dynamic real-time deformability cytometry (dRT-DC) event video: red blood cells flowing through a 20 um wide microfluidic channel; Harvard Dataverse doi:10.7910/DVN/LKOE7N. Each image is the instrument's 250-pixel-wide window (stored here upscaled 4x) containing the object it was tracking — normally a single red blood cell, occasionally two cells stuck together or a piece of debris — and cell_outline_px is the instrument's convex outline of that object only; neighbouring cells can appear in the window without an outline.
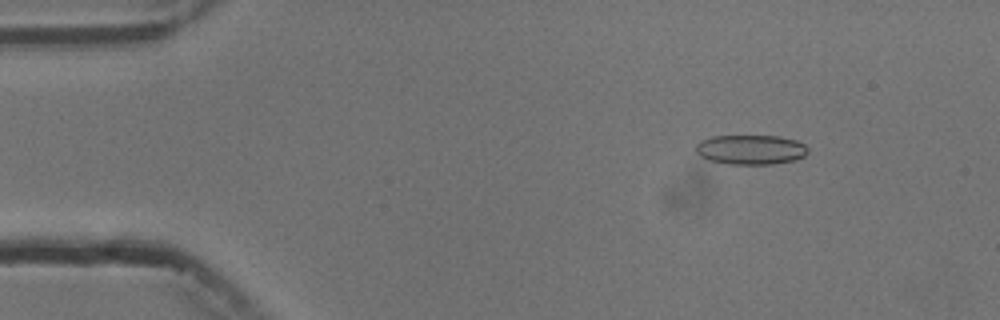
{"species": "common noctule bat (a hibernating species)", "species_latin": "Nyctalus noctula", "temperature_condition": "cold", "stored_images_in_passage": 4, "camera_frame_rate_fps": 3000, "um_per_image_px": 0.085, "animal": {"sex": "male", "body_mass_g": 13.3}, "frame": {"image": 1, "passage_image": 2, "time_ms": 1.0, "image_size_px": [1000, 320], "cell_outline_px": [[808, 152], [804, 156], [796, 160], [772, 164], [728, 164], [708, 160], [700, 156], [696, 152], [696, 144], [700, 140], [712, 136], [780, 136], [796, 140], [804, 144], [808, 148]], "centroid_in_image_um": [63.81, 12.72], "position_along_channel_um": 21.2, "area_um2": 19.54}}
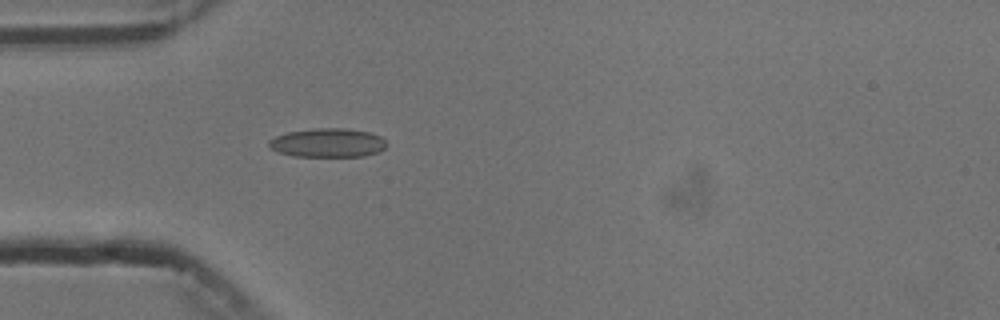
{"frame": {"image": 2, "passage_image": 4, "time_ms": 4.0, "image_size_px": [1000, 320], "cell_outline_px": [[388, 144], [380, 152], [364, 156], [292, 156], [276, 152], [268, 144], [268, 140], [276, 136], [288, 132], [316, 128], [348, 128], [368, 132], [380, 136]], "centroid_in_image_um": [27.86, 12.14], "position_along_channel_um": 57.1, "area_um2": 19.88}}